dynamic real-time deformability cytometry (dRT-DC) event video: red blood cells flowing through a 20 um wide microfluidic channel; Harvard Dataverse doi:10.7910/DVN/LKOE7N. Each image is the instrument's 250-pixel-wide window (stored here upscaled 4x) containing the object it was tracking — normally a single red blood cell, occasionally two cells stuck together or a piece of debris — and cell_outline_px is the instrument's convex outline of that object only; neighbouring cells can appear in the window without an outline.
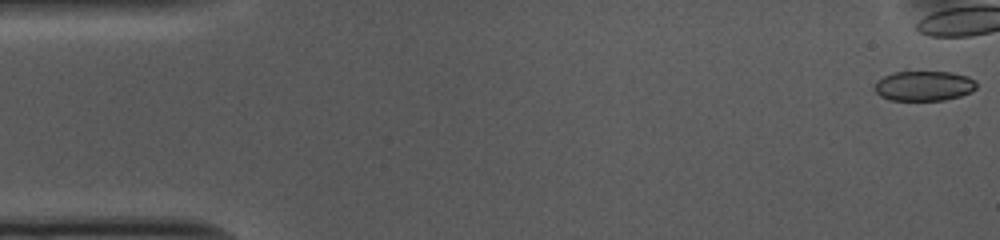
{"species": "common noctule bat (a hibernating species)", "species_latin": "Nyctalus noctula", "temperature_condition": "cold", "stored_images_in_passage": 40, "camera_frame_rate_fps": 3000, "um_per_image_px": 0.085, "animal": {"sex": "female", "body_mass_g": 10.0, "forearm_length_mm": 53.1}, "frame": {"image": 1, "passage_image": 1, "time_ms": 0.0, "image_size_px": [1000, 240], "cell_outline_px": [[976, 88], [972, 92], [960, 96], [944, 100], [888, 100], [880, 96], [872, 88], [884, 76], [892, 72], [952, 72], [968, 76], [976, 80]], "centroid_in_image_um": [78.55, 7.3], "position_along_channel_um": 6.4, "area_um2": 17.86}}
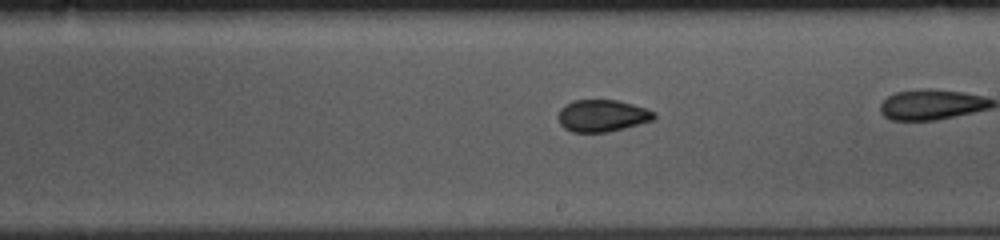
{"frame": {"image": 2, "passage_image": 29, "time_ms": 9.333, "image_size_px": [1000, 240], "cell_outline_px": [[656, 116], [652, 120], [624, 128], [608, 132], [572, 132], [564, 128], [560, 124], [556, 116], [560, 108], [564, 104], [572, 100], [616, 100], [632, 104], [656, 112]], "centroid_in_image_um": [51.13, 9.83], "position_along_channel_um": 237.9, "area_um2": 17.98}}